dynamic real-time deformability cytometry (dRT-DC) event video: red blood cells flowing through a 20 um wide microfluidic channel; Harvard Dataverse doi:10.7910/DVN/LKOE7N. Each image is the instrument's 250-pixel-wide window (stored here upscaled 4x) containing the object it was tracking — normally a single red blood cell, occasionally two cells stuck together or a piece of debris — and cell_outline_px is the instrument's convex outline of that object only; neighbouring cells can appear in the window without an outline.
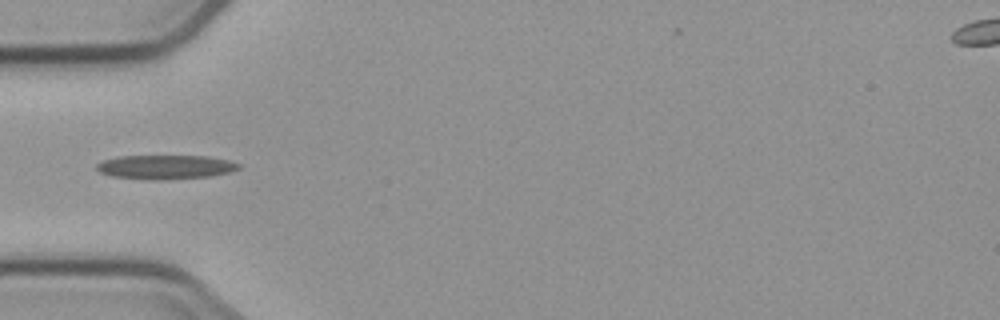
{"species": "common noctule bat (a hibernating species)", "species_latin": "Nyctalus noctula", "temperature_condition": "cold", "stored_images_in_passage": 7, "camera_frame_rate_fps": 3000, "um_per_image_px": 0.085, "animal": {"sex": "male", "body_mass_g": 23.1, "forearm_length_mm": 52.7}, "frame": {"image": 1, "passage_image": 4, "time_ms": 4.333, "image_size_px": [1000, 320], "cell_outline_px": [[240, 168], [232, 172], [212, 176], [164, 180], [148, 180], [112, 176], [100, 172], [96, 168], [96, 164], [104, 160], [120, 156], [208, 156], [228, 160], [240, 164]], "centroid_in_image_um": [14.1, 14.2], "position_along_channel_um": 70.9, "area_um2": 20.11}}
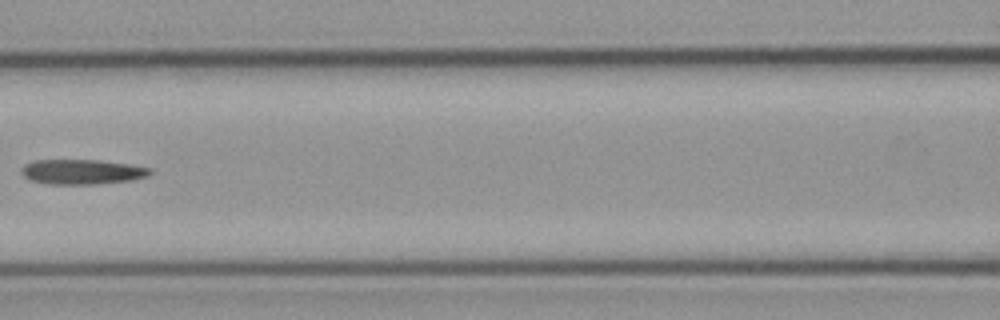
{"frame": {"image": 2, "passage_image": 6, "time_ms": 6.667, "image_size_px": [1000, 320], "cell_outline_px": [[152, 172], [148, 176], [132, 180], [96, 184], [48, 184], [28, 180], [20, 172], [20, 168], [24, 164], [36, 160], [96, 160], [128, 164], [152, 168]], "centroid_in_image_um": [6.94, 14.61], "position_along_channel_um": 159.7, "area_um2": 18.79}}
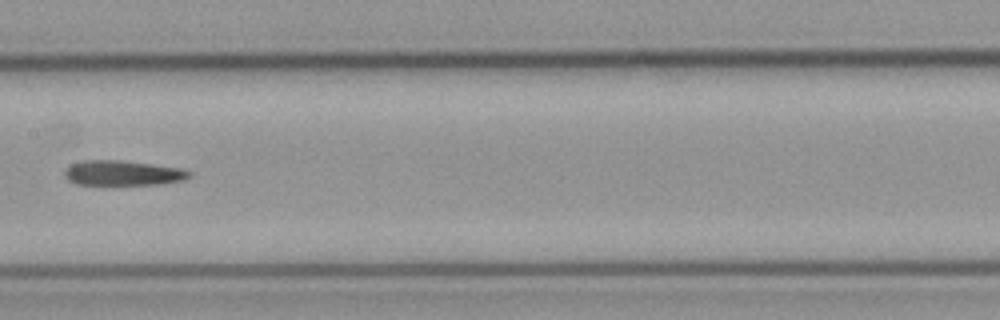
{"frame": {"image": 3, "passage_image": 7, "time_ms": 7.667, "image_size_px": [1000, 320], "cell_outline_px": [[192, 176], [184, 180], [164, 184], [76, 184], [68, 180], [64, 176], [64, 172], [72, 164], [84, 160], [120, 160], [152, 164], [180, 168], [192, 172]], "centroid_in_image_um": [10.48, 14.71], "position_along_channel_um": 196.9, "area_um2": 18.09}}